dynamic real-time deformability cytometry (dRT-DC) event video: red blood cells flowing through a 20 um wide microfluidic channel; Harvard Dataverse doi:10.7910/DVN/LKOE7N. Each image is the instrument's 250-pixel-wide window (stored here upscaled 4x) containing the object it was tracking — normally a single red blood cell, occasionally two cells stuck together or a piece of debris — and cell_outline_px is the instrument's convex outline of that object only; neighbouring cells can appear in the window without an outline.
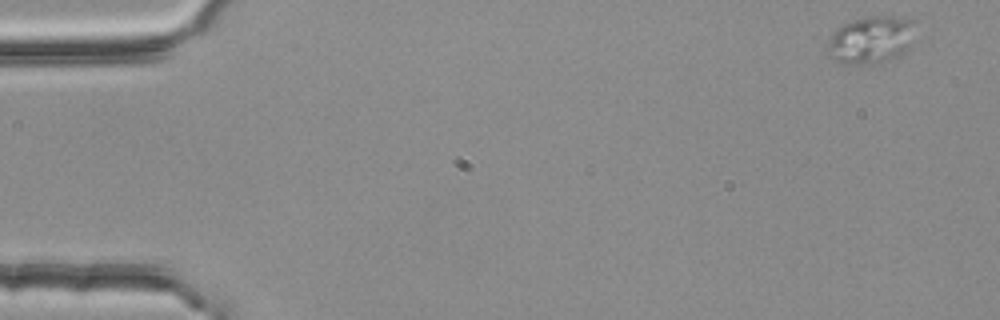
{"species": "common noctule bat (a hibernating species)", "species_latin": "Nyctalus noctula", "temperature_condition": "room temperature", "stored_images_in_passage": 4, "segment_of_instrument_passage": [1, 2], "camera_frame_rate_fps": 3000, "um_per_image_px": 0.085, "animal": {"sex": "female", "body_mass_g": 25.1}, "frame": {"image": 1, "passage_image": 1, "time_ms": 0.0, "image_size_px": [1000, 320], "cell_outline_px": [[916, 20], [912, 44], [900, 56], [884, 60], [856, 64], [848, 64], [836, 60], [828, 52], [828, 44], [832, 32], [844, 24], [856, 20], [872, 16], [904, 16]], "centroid_in_image_um": [74.11, 3.34], "position_along_channel_um": 10.9, "area_um2": 24.04}}